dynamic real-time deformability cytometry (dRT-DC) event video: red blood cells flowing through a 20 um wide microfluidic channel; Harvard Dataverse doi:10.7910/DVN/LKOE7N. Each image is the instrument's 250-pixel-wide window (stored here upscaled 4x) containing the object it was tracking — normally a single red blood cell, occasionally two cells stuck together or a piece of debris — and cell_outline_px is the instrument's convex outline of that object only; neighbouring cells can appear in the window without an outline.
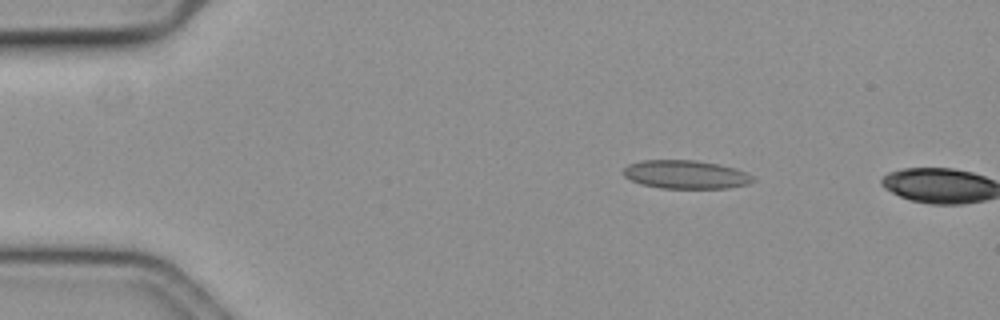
{"species": "common noctule bat (a hibernating species)", "species_latin": "Nyctalus noctula", "temperature_condition": "cold", "stored_images_in_passage": 3, "camera_frame_rate_fps": 3000, "um_per_image_px": 0.085, "animal": {"sex": "female", "body_mass_g": 19.3, "forearm_length_mm": 54.1}, "frame": {"image": 1, "passage_image": 1, "time_ms": 0.0, "image_size_px": [1000, 320], "cell_outline_px": [[756, 180], [748, 184], [728, 188], [660, 188], [640, 184], [624, 176], [624, 168], [628, 164], [640, 160], [696, 160], [716, 164], [732, 168], [744, 172], [752, 176]], "centroid_in_image_um": [58.25, 14.83], "position_along_channel_um": 26.7, "area_um2": 21.33}}